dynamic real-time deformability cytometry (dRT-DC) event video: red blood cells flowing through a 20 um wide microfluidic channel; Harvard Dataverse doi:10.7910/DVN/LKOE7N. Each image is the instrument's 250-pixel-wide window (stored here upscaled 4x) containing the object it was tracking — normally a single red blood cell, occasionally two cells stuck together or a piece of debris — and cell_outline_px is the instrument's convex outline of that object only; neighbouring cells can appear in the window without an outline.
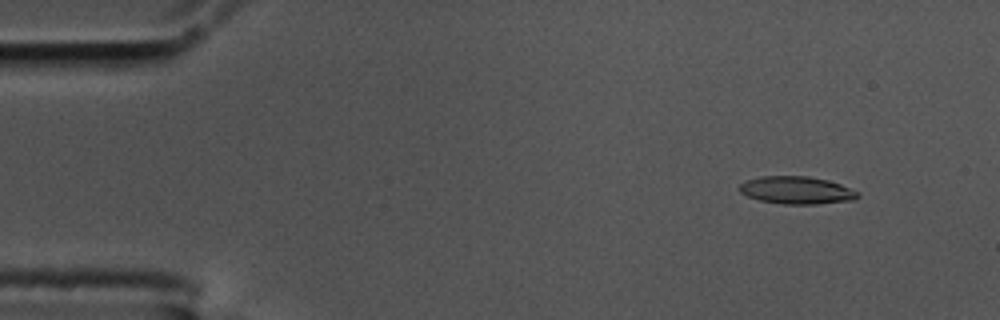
{"species": "common noctule bat (a hibernating species)", "species_latin": "Nyctalus noctula", "temperature_condition": "cold", "stored_images_in_passage": 56, "camera_frame_rate_fps": 3000, "um_per_image_px": 0.085, "animal": {"sex": "male", "body_mass_g": 17.5, "forearm_length_mm": 52.3}, "frame": {"image": 1, "passage_image": 4, "time_ms": 1.0, "image_size_px": [1000, 320], "cell_outline_px": [[860, 196], [856, 200], [816, 204], [784, 204], [760, 200], [748, 196], [740, 192], [740, 184], [748, 180], [760, 176], [808, 176], [828, 180], [840, 184], [860, 192]], "centroid_in_image_um": [67.77, 16.17], "position_along_channel_um": 17.2, "area_um2": 19.02}}
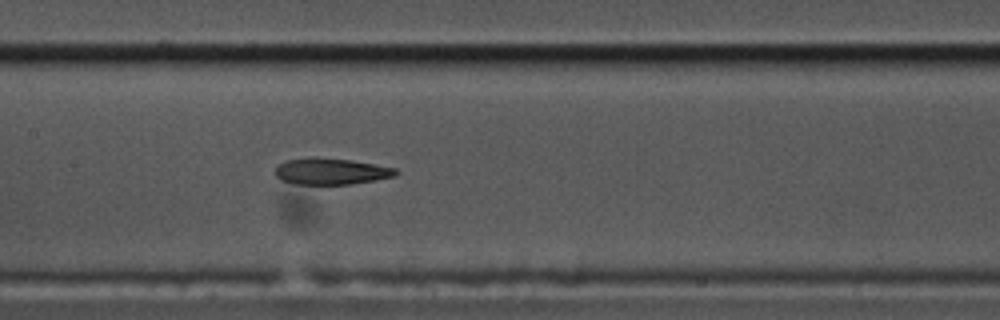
{"frame": {"image": 2, "passage_image": 26, "time_ms": 8.333, "image_size_px": [1000, 320], "cell_outline_px": [[400, 172], [396, 176], [348, 184], [296, 184], [280, 180], [272, 172], [276, 164], [284, 160], [348, 160], [396, 168]], "centroid_in_image_um": [28.1, 14.61], "position_along_channel_um": 179.3, "area_um2": 17.8}}
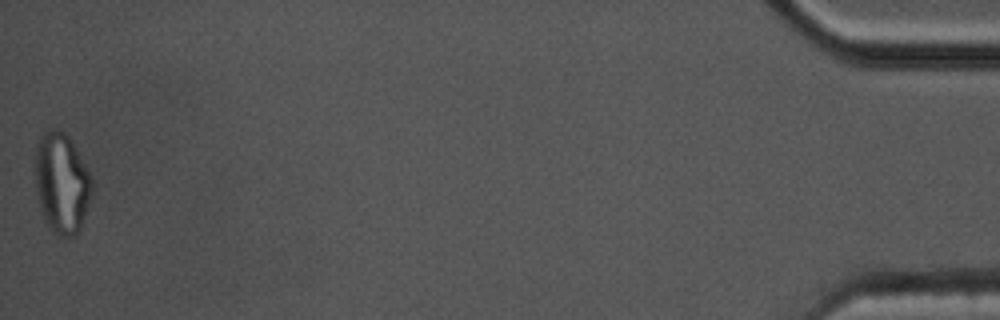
{"frame": {"image": 3, "passage_image": 56, "time_ms": 18.333, "image_size_px": [1000, 320], "cell_outline_px": [[92, 192], [80, 232], [76, 236], [56, 236], [48, 228], [44, 220], [40, 208], [36, 192], [36, 144], [40, 136], [44, 132], [52, 128], [56, 128], [64, 132], [68, 136], [84, 164], [92, 180]], "centroid_in_image_um": [5.23, 15.61], "position_along_channel_um": 430.0, "area_um2": 33.29}, "authors_computed_cell_mechanics": {"area_um2": 19.4208, "velocity_mm_per_s": 3.4822, "shape_relaxation_time_tau1_ms": null, "shape_relaxation_time_tau2_ms": 3.5493, "deformation_change_tau1": null, "deformation_change_tau2": 0.1247}}